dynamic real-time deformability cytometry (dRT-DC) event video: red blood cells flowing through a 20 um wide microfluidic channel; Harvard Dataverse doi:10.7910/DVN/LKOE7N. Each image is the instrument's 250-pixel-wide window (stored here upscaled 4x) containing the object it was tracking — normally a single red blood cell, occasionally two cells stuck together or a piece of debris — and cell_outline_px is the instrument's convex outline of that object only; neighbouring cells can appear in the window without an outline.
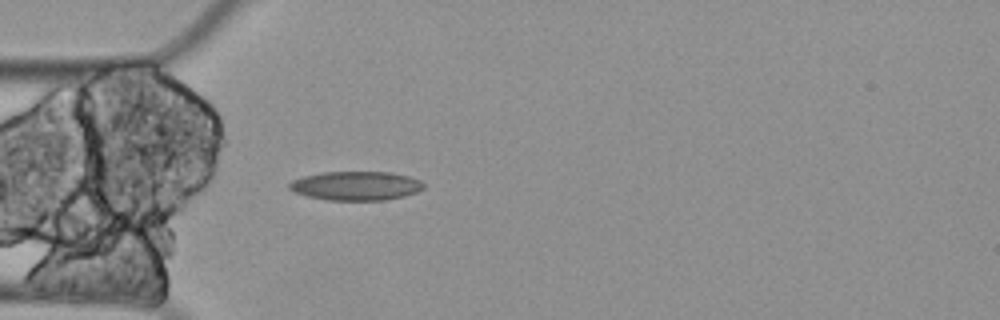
{"species": "Egyptian fruit bat (a non-hibernating species)", "species_latin": "Rousettus aegyptiacus", "temperature_condition": "cold", "stored_images_in_passage": 4, "camera_frame_rate_fps": 3000, "um_per_image_px": 0.085, "animal": {"sex": "female"}, "frame": {"image": 1, "passage_image": 4, "time_ms": 1.0, "image_size_px": [1000, 320], "cell_outline_px": [[424, 188], [416, 192], [404, 196], [384, 200], [328, 200], [308, 196], [296, 192], [288, 188], [288, 184], [292, 180], [304, 176], [324, 172], [392, 172], [408, 176], [420, 180], [424, 184]], "centroid_in_image_um": [30.27, 15.79], "position_along_channel_um": 54.7, "area_um2": 22.6}}